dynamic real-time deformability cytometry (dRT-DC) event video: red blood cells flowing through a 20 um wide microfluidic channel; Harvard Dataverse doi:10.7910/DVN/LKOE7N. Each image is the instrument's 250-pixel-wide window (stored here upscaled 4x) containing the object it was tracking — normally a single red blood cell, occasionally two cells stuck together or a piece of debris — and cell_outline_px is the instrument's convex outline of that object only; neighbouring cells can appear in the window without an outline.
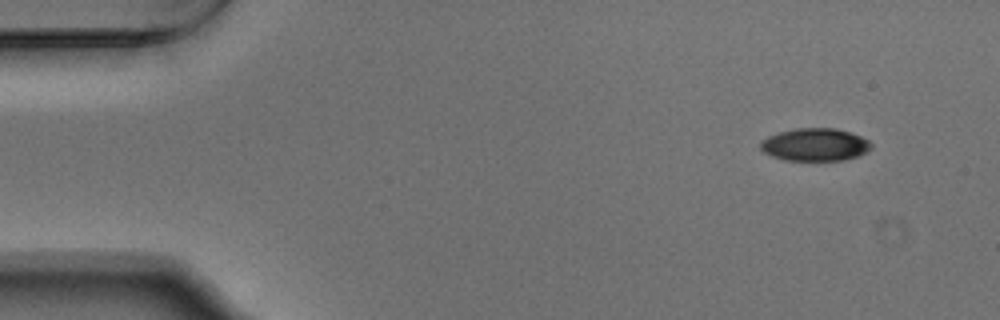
{"species": "Egyptian fruit bat (a non-hibernating species)", "species_latin": "Rousettus aegyptiacus", "temperature_condition": "warm", "stored_images_in_passage": 50, "camera_frame_rate_fps": 3000, "um_per_image_px": 0.085, "animal": {"sex": "male"}, "frame": {"image": 1, "passage_image": 1, "time_ms": 0.0, "image_size_px": [1000, 320], "cell_outline_px": [[872, 148], [860, 156], [844, 160], [784, 160], [772, 156], [764, 152], [760, 148], [760, 144], [768, 136], [780, 132], [796, 128], [836, 128], [852, 132], [868, 140], [872, 144]], "centroid_in_image_um": [69.32, 12.29], "position_along_channel_um": 15.7, "area_um2": 21.15}}
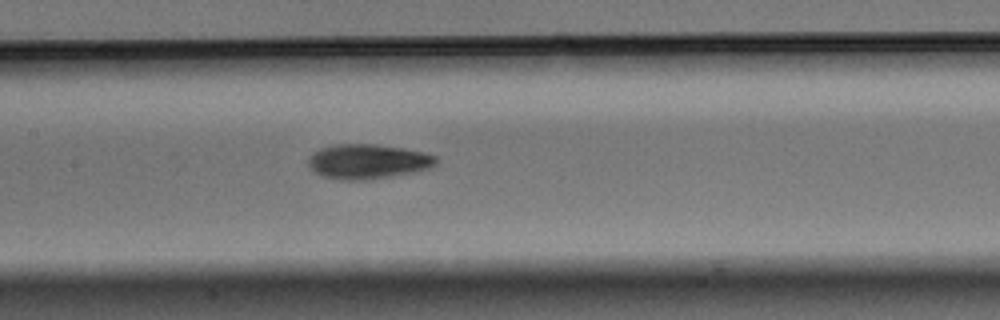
{"frame": {"image": 2, "passage_image": 22, "time_ms": 7.0, "image_size_px": [1000, 320], "cell_outline_px": [[436, 164], [428, 168], [416, 172], [364, 180], [344, 180], [324, 176], [308, 168], [308, 160], [312, 152], [320, 148], [336, 144], [376, 144], [404, 148], [424, 152], [436, 156]], "centroid_in_image_um": [31.25, 13.72], "position_along_channel_um": 176.2, "area_um2": 25.84}}
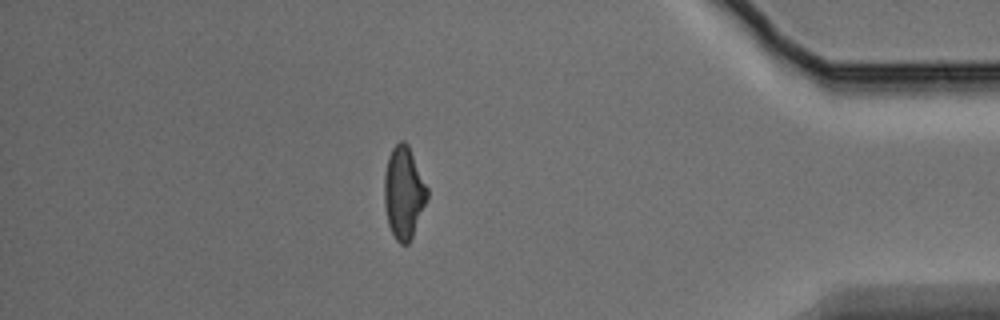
{"frame": {"image": 3, "passage_image": 43, "time_ms": 14.0, "image_size_px": [1000, 320], "cell_outline_px": [[428, 196], [412, 236], [408, 244], [400, 244], [396, 240], [388, 224], [384, 204], [384, 176], [388, 156], [392, 148], [400, 140], [404, 140], [408, 144], [428, 188]], "centroid_in_image_um": [34.3, 16.35], "position_along_channel_um": 400.9, "area_um2": 22.95}, "authors_computed_cell_mechanics": {"area_um2": 23.698, "velocity_mm_per_s": 3.7611, "shape_relaxation_time_tau1_ms": 2.8976, "shape_relaxation_time_tau2_ms": 4.8979, "deformation_change_tau1": 0.1496, "deformation_change_tau2": 0.1044}}